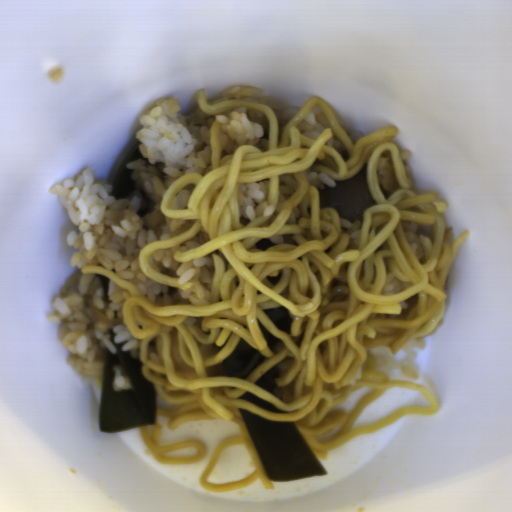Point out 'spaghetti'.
<instances>
[{"label":"spaghetti","instance_id":"c7327b10","mask_svg":"<svg viewBox=\"0 0 512 512\" xmlns=\"http://www.w3.org/2000/svg\"><path fill=\"white\" fill-rule=\"evenodd\" d=\"M199 108L209 114L249 106L270 124L268 150L237 146L221 156L220 123L211 126V164L204 174L185 173L167 188L161 211L170 219L195 220L171 239L143 247L139 263L146 276L169 287L188 291L192 283L175 278L149 263L157 250L181 244L204 230L210 239L200 247L175 251L176 261L210 255L214 261L209 304H163L108 268L82 267V273L106 275L124 291L122 316L131 335L140 340L139 359L145 378L153 383L167 407L157 406L174 430L180 423L226 420L237 435L225 437L204 468V490L222 493L260 480L269 481L263 462L239 409L269 421L293 422L315 457L327 459L333 450L412 414L432 415L439 404L427 388L406 380H391L375 369L371 348L387 347L391 354L410 339L432 333L446 312L444 285L469 230L445 241L447 203L433 193L418 192L410 183L395 138L396 125L382 127L352 142L328 101L311 96L285 128L279 143L278 121L271 108L249 99L210 105L204 89L197 91ZM321 105L331 127L316 140L299 133L297 124L314 104ZM390 149L399 186L392 195L379 190L376 169L381 153ZM367 163L368 181L376 205L363 218L358 246L348 245L336 209L319 208L318 190L303 172L314 167L335 180H344ZM269 179L268 202L274 214L255 220L239 216L240 183ZM427 226L431 238L421 237L422 259L415 258L401 221ZM285 307L293 316L292 333L274 326L263 309ZM260 350L263 362L245 379L229 375L220 361L240 340ZM277 366L278 399L255 386ZM371 387L352 412L334 411L348 394ZM420 389L430 408H399L390 417L352 430L360 412L387 388ZM252 392L284 411L274 414L239 396ZM245 445L254 473L224 485L207 482L221 452Z\"/></svg>","mask_w":512,"mask_h":512},{"label":"spaghetti","instance_id":"8bdb9b5d","mask_svg":"<svg viewBox=\"0 0 512 512\" xmlns=\"http://www.w3.org/2000/svg\"><path fill=\"white\" fill-rule=\"evenodd\" d=\"M142 438L149 449L152 451L157 462L168 465H195L206 458L207 450L202 442L199 440H185L176 443H171L162 446L159 443L160 435L162 432V424L155 421L154 424H145L138 426ZM198 448V456L184 459H167L163 455L164 452H172L183 447Z\"/></svg>","mask_w":512,"mask_h":512}]
</instances>
